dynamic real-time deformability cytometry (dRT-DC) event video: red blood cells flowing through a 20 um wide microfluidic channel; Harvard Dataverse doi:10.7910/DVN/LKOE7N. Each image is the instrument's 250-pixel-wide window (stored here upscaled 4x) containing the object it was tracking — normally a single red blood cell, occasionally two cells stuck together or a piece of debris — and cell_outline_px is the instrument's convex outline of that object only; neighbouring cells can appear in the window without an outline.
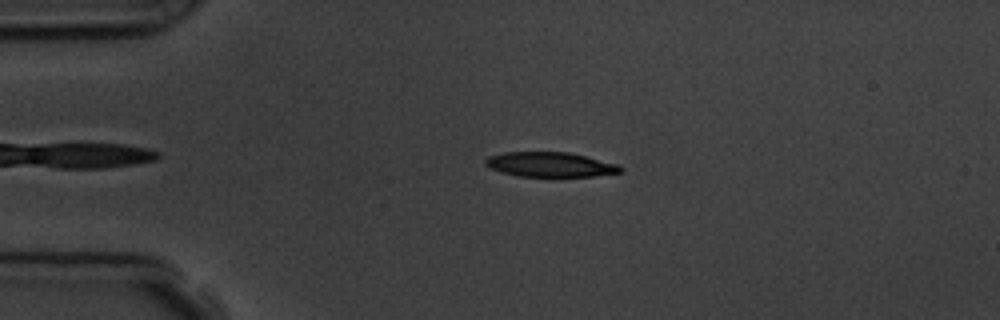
{"species": "common noctule bat (a hibernating species)", "species_latin": "Nyctalus noctula", "temperature_condition": "room temperature", "stored_images_in_passage": 47, "camera_frame_rate_fps": 3000, "um_per_image_px": 0.085, "animal": {"sex": "male", "body_mass_g": 19.5, "forearm_length_mm": 54.6}, "frame": {"image": 1, "passage_image": 9, "time_ms": 2.667, "image_size_px": [1000, 320], "cell_outline_px": [[624, 172], [592, 176], [516, 176], [500, 172], [488, 168], [484, 164], [484, 160], [488, 156], [504, 152], [568, 152], [616, 164], [624, 168]], "centroid_in_image_um": [46.7, 13.99], "position_along_channel_um": 38.3, "area_um2": 19.48}}
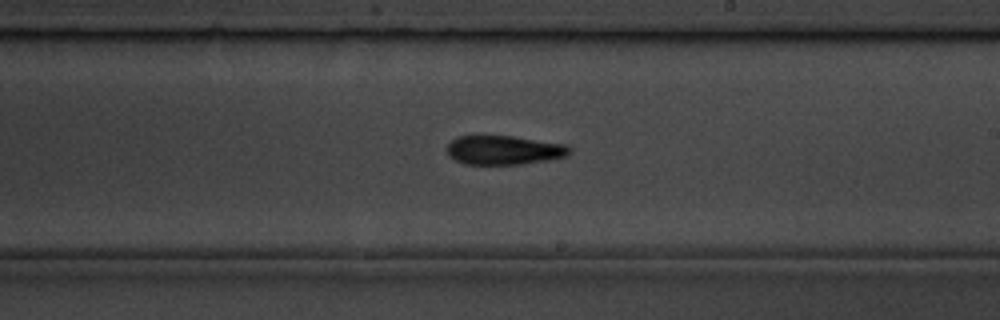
{"frame": {"image": 2, "passage_image": 29, "time_ms": 9.333, "image_size_px": [1000, 320], "cell_outline_px": [[572, 152], [568, 156], [548, 160], [524, 164], [464, 164], [448, 156], [448, 144], [456, 136], [476, 132], [512, 136], [568, 144], [572, 148]], "centroid_in_image_um": [42.82, 12.71], "position_along_channel_um": 246.2, "area_um2": 21.79}}
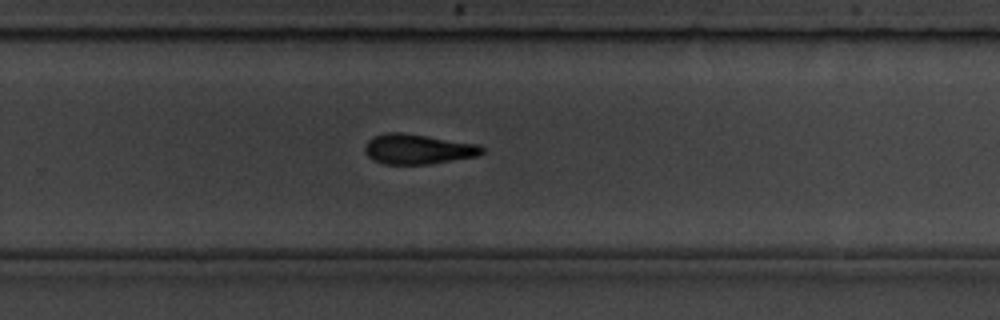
{"frame": {"image": 3, "passage_image": 33, "time_ms": 10.667, "image_size_px": [1000, 320], "cell_outline_px": [[484, 152], [480, 156], [428, 164], [384, 164], [372, 160], [364, 152], [364, 148], [368, 140], [372, 136], [384, 132], [400, 132], [480, 144], [484, 148]], "centroid_in_image_um": [35.52, 12.67], "position_along_channel_um": 294.3, "area_um2": 20.75}, "authors_computed_cell_mechanics": {"area_um2": 21.1548, "velocity_mm_per_s": 3.6163, "shape_relaxation_time_tau1_ms": 5.0799, "shape_relaxation_time_tau2_ms": 7.9217, "deformation_change_tau1": 0.162, "deformation_change_tau2": 0.1822}}